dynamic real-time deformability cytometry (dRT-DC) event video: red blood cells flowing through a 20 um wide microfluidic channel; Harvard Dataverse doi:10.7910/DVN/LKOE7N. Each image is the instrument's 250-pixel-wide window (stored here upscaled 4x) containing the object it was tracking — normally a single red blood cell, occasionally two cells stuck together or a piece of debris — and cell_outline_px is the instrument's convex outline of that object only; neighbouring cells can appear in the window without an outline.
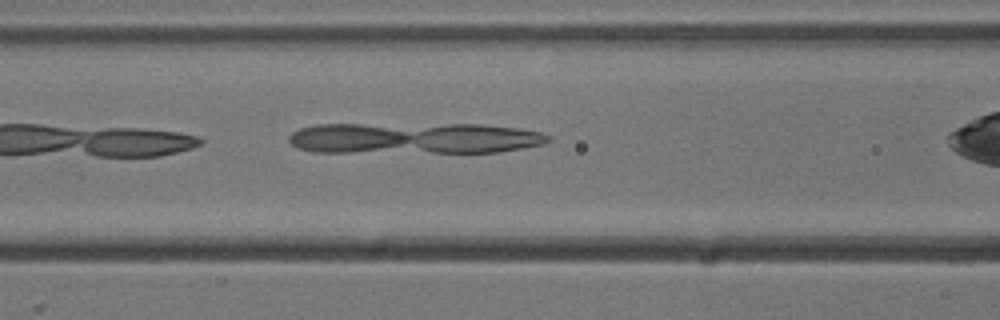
{"species": "common noctule bat (a hibernating species)", "species_latin": "Nyctalus noctula", "temperature_condition": "cold", "stored_images_in_passage": 14, "camera_frame_rate_fps": 3000, "um_per_image_px": 0.085, "animal": {"sex": "male", "body_mass_g": 13.3}, "frame": {"image": 1, "passage_image": 7, "time_ms": 2.0, "image_size_px": [1000, 320], "cell_outline_px": [[552, 140], [544, 144], [524, 148], [500, 152], [312, 152], [300, 148], [292, 144], [288, 140], [288, 136], [292, 132], [300, 128], [316, 124], [480, 124], [520, 128], [540, 132], [552, 136]], "centroid_in_image_um": [35.24, 11.74], "position_along_channel_um": 131.4, "area_um2": 47.63}}